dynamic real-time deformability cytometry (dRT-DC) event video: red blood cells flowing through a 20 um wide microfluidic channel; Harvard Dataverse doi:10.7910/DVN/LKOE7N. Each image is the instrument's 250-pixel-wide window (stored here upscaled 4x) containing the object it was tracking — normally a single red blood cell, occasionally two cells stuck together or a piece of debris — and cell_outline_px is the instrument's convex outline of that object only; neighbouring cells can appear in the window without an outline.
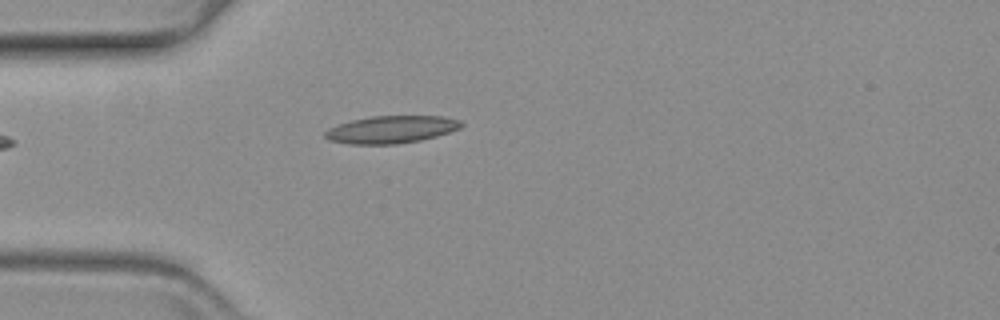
{"species": "common noctule bat (a hibernating species)", "species_latin": "Nyctalus noctula", "temperature_condition": "warm", "stored_images_in_passage": 39, "camera_frame_rate_fps": 3000, "um_per_image_px": 0.085, "animal": {"sex": "female", "body_mass_g": 19.3, "forearm_length_mm": 54.1}, "frame": {"image": 1, "passage_image": 1, "time_ms": 0.0, "image_size_px": [1000, 320], "cell_outline_px": [[464, 124], [460, 128], [436, 136], [420, 140], [396, 144], [348, 144], [328, 140], [324, 136], [324, 132], [328, 128], [352, 120], [372, 116], [440, 116], [460, 120]], "centroid_in_image_um": [33.23, 11.01], "position_along_channel_um": 51.8, "area_um2": 21.68}}
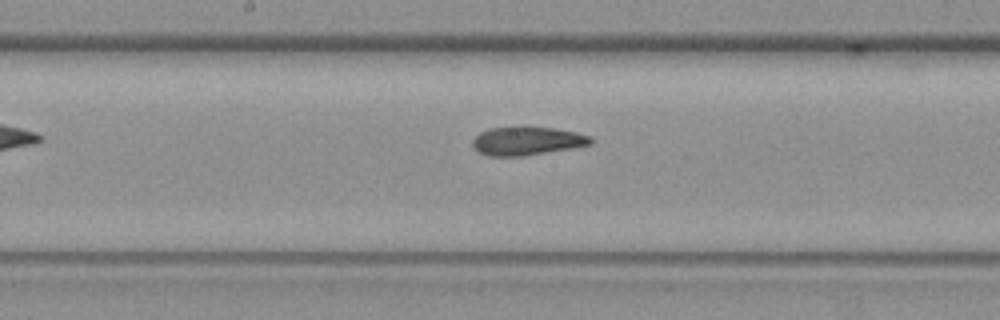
{"frame": {"image": 2, "passage_image": 15, "time_ms": 4.667, "image_size_px": [1000, 320], "cell_outline_px": [[592, 144], [572, 148], [524, 156], [488, 156], [480, 152], [472, 144], [472, 140], [480, 132], [488, 128], [516, 124], [556, 128], [576, 132], [592, 136]], "centroid_in_image_um": [44.79, 11.93], "position_along_channel_um": 203.4, "area_um2": 20.29}}
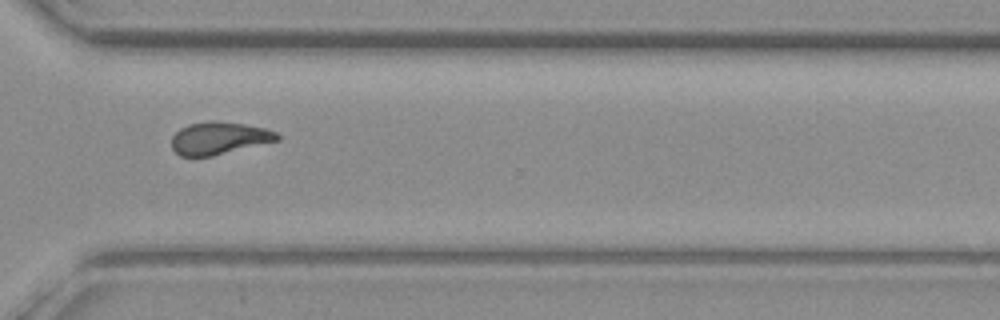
{"frame": {"image": 3, "passage_image": 28, "time_ms": 9.0, "image_size_px": [1000, 320], "cell_outline_px": [[280, 140], [212, 156], [180, 156], [172, 148], [172, 136], [180, 128], [188, 124], [244, 124], [264, 128], [276, 132], [280, 136]], "centroid_in_image_um": [18.63, 11.79], "position_along_channel_um": 352.0, "area_um2": 19.13}}